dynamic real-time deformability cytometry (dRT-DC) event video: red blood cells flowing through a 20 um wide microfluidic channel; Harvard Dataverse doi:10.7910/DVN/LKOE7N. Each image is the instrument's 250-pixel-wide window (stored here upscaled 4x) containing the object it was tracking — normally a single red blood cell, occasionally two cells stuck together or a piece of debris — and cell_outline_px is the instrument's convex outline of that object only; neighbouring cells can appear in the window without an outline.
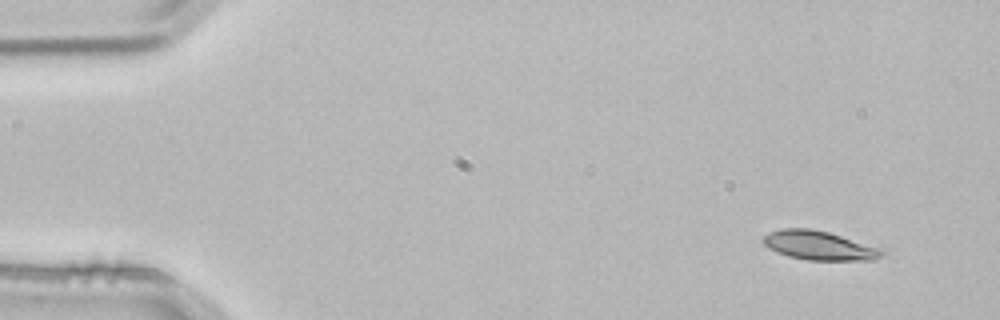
{"species": "common noctule bat (a hibernating species)", "species_latin": "Nyctalus noctula", "temperature_condition": "room temperature", "stored_images_in_passage": 3, "camera_frame_rate_fps": 3000, "um_per_image_px": 0.085, "animal": {"sex": "male", "body_mass_g": 21.5, "forearm_length_mm": 52.0}, "frame": {"image": 1, "passage_image": 1, "time_ms": 0.0, "image_size_px": [1000, 320], "cell_outline_px": [[884, 256], [876, 260], [808, 260], [788, 256], [776, 252], [768, 248], [760, 240], [768, 232], [780, 228], [808, 228], [828, 232], [884, 248]], "centroid_in_image_um": [69.65, 20.87], "position_along_channel_um": 15.4, "area_um2": 20.46}}
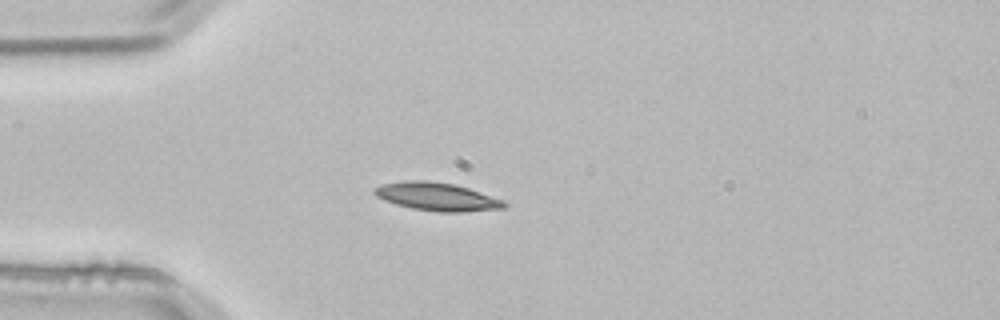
{"frame": {"image": 2, "passage_image": 3, "time_ms": 0.667, "image_size_px": [1000, 320], "cell_outline_px": [[508, 204], [504, 208], [464, 212], [440, 212], [412, 208], [396, 204], [384, 200], [376, 196], [372, 192], [380, 184], [404, 180], [428, 180], [452, 184], [468, 188], [504, 200]], "centroid_in_image_um": [37.13, 16.71], "position_along_channel_um": 47.9, "area_um2": 21.27}}